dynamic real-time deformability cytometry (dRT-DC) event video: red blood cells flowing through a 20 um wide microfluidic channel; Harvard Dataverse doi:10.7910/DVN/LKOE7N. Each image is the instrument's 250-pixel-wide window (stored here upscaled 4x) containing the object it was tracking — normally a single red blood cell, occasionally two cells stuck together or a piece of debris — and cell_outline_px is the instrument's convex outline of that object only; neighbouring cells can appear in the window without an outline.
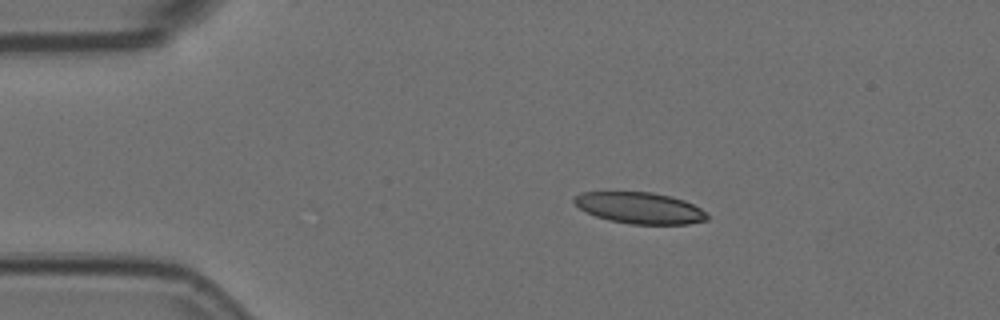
{"species": "Egyptian fruit bat (a non-hibernating species)", "species_latin": "Rousettus aegyptiacus", "temperature_condition": "room temperature", "stored_images_in_passage": 42, "camera_frame_rate_fps": 3000, "um_per_image_px": 0.085, "animal": {"sex": "female"}, "frame": {"image": 1, "passage_image": 1, "time_ms": 0.0, "image_size_px": [1000, 320], "cell_outline_px": [[708, 220], [688, 224], [632, 224], [608, 220], [596, 216], [580, 208], [572, 200], [572, 196], [580, 192], [652, 192], [672, 196], [684, 200], [700, 208], [708, 216]], "centroid_in_image_um": [54.37, 17.67], "position_along_channel_um": 30.6, "area_um2": 24.28}}
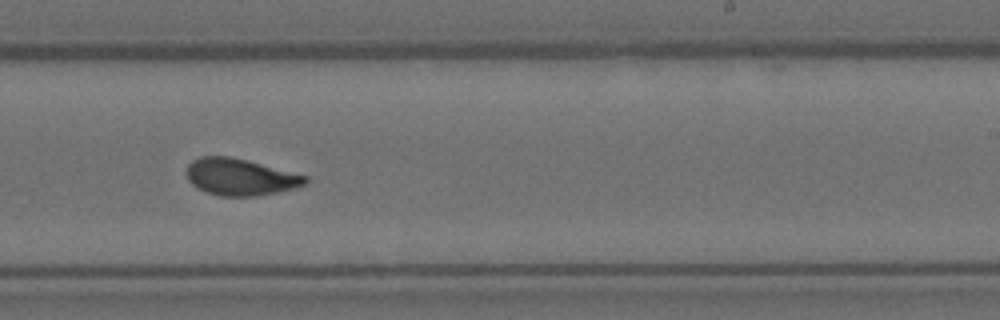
{"frame": {"image": 2, "passage_image": 24, "time_ms": 7.667, "image_size_px": [1000, 320], "cell_outline_px": [[308, 180], [304, 184], [292, 188], [276, 192], [256, 196], [220, 196], [196, 188], [188, 180], [188, 164], [192, 160], [200, 156], [228, 156], [248, 160], [308, 176]], "centroid_in_image_um": [20.4, 15.03], "position_along_channel_um": 268.6, "area_um2": 25.26}}
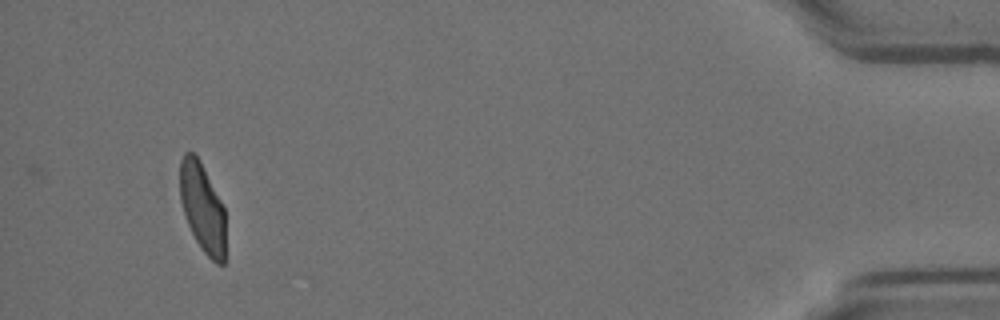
{"frame": {"image": 3, "passage_image": 42, "time_ms": 13.667, "image_size_px": [1000, 320], "cell_outline_px": [[224, 264], [216, 264], [204, 252], [196, 240], [188, 224], [180, 200], [180, 160], [184, 152], [192, 152], [200, 160], [224, 208]], "centroid_in_image_um": [17.19, 17.63], "position_along_channel_um": 418.0, "area_um2": 23.29}, "authors_computed_cell_mechanics": {"area_um2": 25.3164, "velocity_mm_per_s": 3.7496, "shape_relaxation_time_tau1_ms": 5.7852, "shape_relaxation_time_tau2_ms": 1.0318, "deformation_change_tau1": 0.1901, "deformation_change_tau2": 0.0738}}